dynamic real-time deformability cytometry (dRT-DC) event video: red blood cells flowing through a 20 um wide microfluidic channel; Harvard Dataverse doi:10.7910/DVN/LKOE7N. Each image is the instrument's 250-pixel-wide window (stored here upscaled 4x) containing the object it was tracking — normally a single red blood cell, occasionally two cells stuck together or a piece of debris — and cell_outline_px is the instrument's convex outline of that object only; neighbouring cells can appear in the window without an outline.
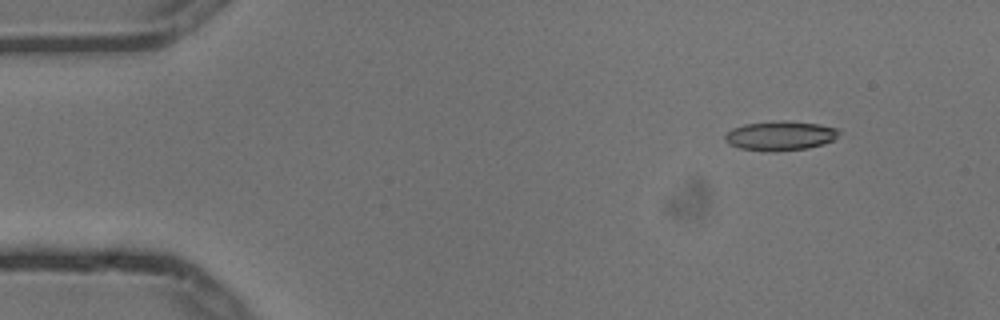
{"species": "common noctule bat (a hibernating species)", "species_latin": "Nyctalus noctula", "temperature_condition": "cold", "stored_images_in_passage": 3, "camera_frame_rate_fps": 3000, "um_per_image_px": 0.085, "animal": {"sex": "male", "body_mass_g": 13.3}, "frame": {"image": 1, "passage_image": 1, "time_ms": 0.0, "image_size_px": [1000, 320], "cell_outline_px": [[840, 132], [832, 140], [824, 144], [808, 148], [776, 152], [764, 152], [740, 148], [728, 144], [724, 140], [724, 136], [732, 128], [744, 124], [780, 120], [784, 120], [820, 124], [840, 128]], "centroid_in_image_um": [66.31, 11.54], "position_along_channel_um": 18.7, "area_um2": 19.88}}